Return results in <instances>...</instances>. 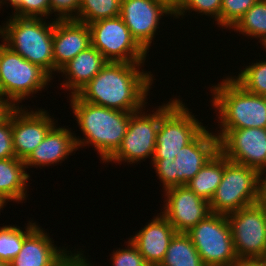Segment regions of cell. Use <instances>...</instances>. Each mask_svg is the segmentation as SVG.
Masks as SVG:
<instances>
[{"label": "cell", "mask_w": 266, "mask_h": 266, "mask_svg": "<svg viewBox=\"0 0 266 266\" xmlns=\"http://www.w3.org/2000/svg\"><path fill=\"white\" fill-rule=\"evenodd\" d=\"M142 66L144 63L107 62L76 96L106 108L136 112L146 107L148 93L156 80Z\"/></svg>", "instance_id": "1"}, {"label": "cell", "mask_w": 266, "mask_h": 266, "mask_svg": "<svg viewBox=\"0 0 266 266\" xmlns=\"http://www.w3.org/2000/svg\"><path fill=\"white\" fill-rule=\"evenodd\" d=\"M69 100L71 111L84 136H75L77 148L93 145L101 161L106 164L122 144L131 112L85 102L76 95H70Z\"/></svg>", "instance_id": "2"}, {"label": "cell", "mask_w": 266, "mask_h": 266, "mask_svg": "<svg viewBox=\"0 0 266 266\" xmlns=\"http://www.w3.org/2000/svg\"><path fill=\"white\" fill-rule=\"evenodd\" d=\"M0 26V38L11 50L39 65L51 77L56 67L53 58L54 19L11 16ZM53 74V75H52Z\"/></svg>", "instance_id": "3"}, {"label": "cell", "mask_w": 266, "mask_h": 266, "mask_svg": "<svg viewBox=\"0 0 266 266\" xmlns=\"http://www.w3.org/2000/svg\"><path fill=\"white\" fill-rule=\"evenodd\" d=\"M210 88L220 129L266 128L263 96L246 91L229 75Z\"/></svg>", "instance_id": "4"}, {"label": "cell", "mask_w": 266, "mask_h": 266, "mask_svg": "<svg viewBox=\"0 0 266 266\" xmlns=\"http://www.w3.org/2000/svg\"><path fill=\"white\" fill-rule=\"evenodd\" d=\"M219 151V139L206 127L191 143L174 154H154L151 161L162 190L186 185Z\"/></svg>", "instance_id": "5"}, {"label": "cell", "mask_w": 266, "mask_h": 266, "mask_svg": "<svg viewBox=\"0 0 266 266\" xmlns=\"http://www.w3.org/2000/svg\"><path fill=\"white\" fill-rule=\"evenodd\" d=\"M260 173L255 168L230 161L224 156V174L212 199V213L228 215L259 202Z\"/></svg>", "instance_id": "6"}, {"label": "cell", "mask_w": 266, "mask_h": 266, "mask_svg": "<svg viewBox=\"0 0 266 266\" xmlns=\"http://www.w3.org/2000/svg\"><path fill=\"white\" fill-rule=\"evenodd\" d=\"M51 77L39 65L33 64L0 43V94L17 106L26 97L47 88ZM19 103V104H18Z\"/></svg>", "instance_id": "7"}, {"label": "cell", "mask_w": 266, "mask_h": 266, "mask_svg": "<svg viewBox=\"0 0 266 266\" xmlns=\"http://www.w3.org/2000/svg\"><path fill=\"white\" fill-rule=\"evenodd\" d=\"M175 98L169 100L166 104L163 103L151 113L145 112L142 109L131 112L130 121L121 146L116 153L107 161L121 164L127 162L130 165L133 163L139 164L141 160L147 158L153 159L156 146V138L158 126L161 117L179 100Z\"/></svg>", "instance_id": "8"}, {"label": "cell", "mask_w": 266, "mask_h": 266, "mask_svg": "<svg viewBox=\"0 0 266 266\" xmlns=\"http://www.w3.org/2000/svg\"><path fill=\"white\" fill-rule=\"evenodd\" d=\"M186 233L205 266H231L237 259L227 215L211 213Z\"/></svg>", "instance_id": "9"}, {"label": "cell", "mask_w": 266, "mask_h": 266, "mask_svg": "<svg viewBox=\"0 0 266 266\" xmlns=\"http://www.w3.org/2000/svg\"><path fill=\"white\" fill-rule=\"evenodd\" d=\"M91 45L108 62L145 63L147 51L131 35L120 16L88 24Z\"/></svg>", "instance_id": "10"}, {"label": "cell", "mask_w": 266, "mask_h": 266, "mask_svg": "<svg viewBox=\"0 0 266 266\" xmlns=\"http://www.w3.org/2000/svg\"><path fill=\"white\" fill-rule=\"evenodd\" d=\"M237 258H266V203L227 215Z\"/></svg>", "instance_id": "11"}, {"label": "cell", "mask_w": 266, "mask_h": 266, "mask_svg": "<svg viewBox=\"0 0 266 266\" xmlns=\"http://www.w3.org/2000/svg\"><path fill=\"white\" fill-rule=\"evenodd\" d=\"M219 151L230 161L255 168L266 169V128L217 130Z\"/></svg>", "instance_id": "12"}, {"label": "cell", "mask_w": 266, "mask_h": 266, "mask_svg": "<svg viewBox=\"0 0 266 266\" xmlns=\"http://www.w3.org/2000/svg\"><path fill=\"white\" fill-rule=\"evenodd\" d=\"M180 99L161 117L154 154H174L191 143L206 127Z\"/></svg>", "instance_id": "13"}, {"label": "cell", "mask_w": 266, "mask_h": 266, "mask_svg": "<svg viewBox=\"0 0 266 266\" xmlns=\"http://www.w3.org/2000/svg\"><path fill=\"white\" fill-rule=\"evenodd\" d=\"M174 16L173 10L162 0H122L120 17L131 35L149 53L160 19Z\"/></svg>", "instance_id": "14"}, {"label": "cell", "mask_w": 266, "mask_h": 266, "mask_svg": "<svg viewBox=\"0 0 266 266\" xmlns=\"http://www.w3.org/2000/svg\"><path fill=\"white\" fill-rule=\"evenodd\" d=\"M163 211L160 212L177 232H188L211 214L209 201L198 196L186 185L164 190Z\"/></svg>", "instance_id": "15"}, {"label": "cell", "mask_w": 266, "mask_h": 266, "mask_svg": "<svg viewBox=\"0 0 266 266\" xmlns=\"http://www.w3.org/2000/svg\"><path fill=\"white\" fill-rule=\"evenodd\" d=\"M22 107L24 106L20 105L11 116L12 142L16 158L25 161L43 141L57 120L55 121L45 109L39 108L32 111L26 106Z\"/></svg>", "instance_id": "16"}, {"label": "cell", "mask_w": 266, "mask_h": 266, "mask_svg": "<svg viewBox=\"0 0 266 266\" xmlns=\"http://www.w3.org/2000/svg\"><path fill=\"white\" fill-rule=\"evenodd\" d=\"M90 46L91 32L86 23L75 19H54L53 58L56 73Z\"/></svg>", "instance_id": "17"}, {"label": "cell", "mask_w": 266, "mask_h": 266, "mask_svg": "<svg viewBox=\"0 0 266 266\" xmlns=\"http://www.w3.org/2000/svg\"><path fill=\"white\" fill-rule=\"evenodd\" d=\"M176 233L170 222L159 213L129 240L150 266H159Z\"/></svg>", "instance_id": "18"}, {"label": "cell", "mask_w": 266, "mask_h": 266, "mask_svg": "<svg viewBox=\"0 0 266 266\" xmlns=\"http://www.w3.org/2000/svg\"><path fill=\"white\" fill-rule=\"evenodd\" d=\"M55 124L47 133L43 141L24 161L25 167H44L56 166L57 163L64 161L74 151H77L75 141L76 134L71 132V128L56 127Z\"/></svg>", "instance_id": "19"}, {"label": "cell", "mask_w": 266, "mask_h": 266, "mask_svg": "<svg viewBox=\"0 0 266 266\" xmlns=\"http://www.w3.org/2000/svg\"><path fill=\"white\" fill-rule=\"evenodd\" d=\"M38 224L24 237L21 251L10 266H54L67 252Z\"/></svg>", "instance_id": "20"}, {"label": "cell", "mask_w": 266, "mask_h": 266, "mask_svg": "<svg viewBox=\"0 0 266 266\" xmlns=\"http://www.w3.org/2000/svg\"><path fill=\"white\" fill-rule=\"evenodd\" d=\"M107 62L104 56L91 45L59 71V74L62 73L65 76L61 88L71 91L70 95H76Z\"/></svg>", "instance_id": "21"}, {"label": "cell", "mask_w": 266, "mask_h": 266, "mask_svg": "<svg viewBox=\"0 0 266 266\" xmlns=\"http://www.w3.org/2000/svg\"><path fill=\"white\" fill-rule=\"evenodd\" d=\"M30 174L25 163L18 158L0 159V198L6 203L27 200Z\"/></svg>", "instance_id": "22"}, {"label": "cell", "mask_w": 266, "mask_h": 266, "mask_svg": "<svg viewBox=\"0 0 266 266\" xmlns=\"http://www.w3.org/2000/svg\"><path fill=\"white\" fill-rule=\"evenodd\" d=\"M224 174V155L218 151L186 184L198 196L210 201Z\"/></svg>", "instance_id": "23"}, {"label": "cell", "mask_w": 266, "mask_h": 266, "mask_svg": "<svg viewBox=\"0 0 266 266\" xmlns=\"http://www.w3.org/2000/svg\"><path fill=\"white\" fill-rule=\"evenodd\" d=\"M159 266H205L190 236L177 232Z\"/></svg>", "instance_id": "24"}, {"label": "cell", "mask_w": 266, "mask_h": 266, "mask_svg": "<svg viewBox=\"0 0 266 266\" xmlns=\"http://www.w3.org/2000/svg\"><path fill=\"white\" fill-rule=\"evenodd\" d=\"M232 29L243 36L259 39L266 48V0H258Z\"/></svg>", "instance_id": "25"}, {"label": "cell", "mask_w": 266, "mask_h": 266, "mask_svg": "<svg viewBox=\"0 0 266 266\" xmlns=\"http://www.w3.org/2000/svg\"><path fill=\"white\" fill-rule=\"evenodd\" d=\"M122 0H81L79 15L75 20L91 24L120 16Z\"/></svg>", "instance_id": "26"}, {"label": "cell", "mask_w": 266, "mask_h": 266, "mask_svg": "<svg viewBox=\"0 0 266 266\" xmlns=\"http://www.w3.org/2000/svg\"><path fill=\"white\" fill-rule=\"evenodd\" d=\"M28 222L25 230L15 225L0 227V260L10 263L21 251L24 237L38 224Z\"/></svg>", "instance_id": "27"}, {"label": "cell", "mask_w": 266, "mask_h": 266, "mask_svg": "<svg viewBox=\"0 0 266 266\" xmlns=\"http://www.w3.org/2000/svg\"><path fill=\"white\" fill-rule=\"evenodd\" d=\"M266 52V48H265ZM232 78L246 91L263 96L266 93V60H259L240 70Z\"/></svg>", "instance_id": "28"}, {"label": "cell", "mask_w": 266, "mask_h": 266, "mask_svg": "<svg viewBox=\"0 0 266 266\" xmlns=\"http://www.w3.org/2000/svg\"><path fill=\"white\" fill-rule=\"evenodd\" d=\"M222 0H182L180 4L173 10V18H183L187 12H198L197 14L207 15L217 21L220 27V10ZM191 11V12H190Z\"/></svg>", "instance_id": "29"}, {"label": "cell", "mask_w": 266, "mask_h": 266, "mask_svg": "<svg viewBox=\"0 0 266 266\" xmlns=\"http://www.w3.org/2000/svg\"><path fill=\"white\" fill-rule=\"evenodd\" d=\"M258 0H222L220 26L231 30ZM224 27V28H223Z\"/></svg>", "instance_id": "30"}, {"label": "cell", "mask_w": 266, "mask_h": 266, "mask_svg": "<svg viewBox=\"0 0 266 266\" xmlns=\"http://www.w3.org/2000/svg\"><path fill=\"white\" fill-rule=\"evenodd\" d=\"M126 243V249L113 250L110 256L112 266H150L129 239Z\"/></svg>", "instance_id": "31"}, {"label": "cell", "mask_w": 266, "mask_h": 266, "mask_svg": "<svg viewBox=\"0 0 266 266\" xmlns=\"http://www.w3.org/2000/svg\"><path fill=\"white\" fill-rule=\"evenodd\" d=\"M10 16L45 18L50 16V0H23Z\"/></svg>", "instance_id": "32"}, {"label": "cell", "mask_w": 266, "mask_h": 266, "mask_svg": "<svg viewBox=\"0 0 266 266\" xmlns=\"http://www.w3.org/2000/svg\"><path fill=\"white\" fill-rule=\"evenodd\" d=\"M80 4L81 0H50V17L55 12V20L76 19Z\"/></svg>", "instance_id": "33"}, {"label": "cell", "mask_w": 266, "mask_h": 266, "mask_svg": "<svg viewBox=\"0 0 266 266\" xmlns=\"http://www.w3.org/2000/svg\"><path fill=\"white\" fill-rule=\"evenodd\" d=\"M16 158L12 142V121L0 124V159Z\"/></svg>", "instance_id": "34"}, {"label": "cell", "mask_w": 266, "mask_h": 266, "mask_svg": "<svg viewBox=\"0 0 266 266\" xmlns=\"http://www.w3.org/2000/svg\"><path fill=\"white\" fill-rule=\"evenodd\" d=\"M73 252L74 251L71 252V250H68L54 266H94V263L91 264V261H88V258L84 256V251L77 250Z\"/></svg>", "instance_id": "35"}, {"label": "cell", "mask_w": 266, "mask_h": 266, "mask_svg": "<svg viewBox=\"0 0 266 266\" xmlns=\"http://www.w3.org/2000/svg\"><path fill=\"white\" fill-rule=\"evenodd\" d=\"M18 107L12 100L0 94V124L7 122Z\"/></svg>", "instance_id": "36"}, {"label": "cell", "mask_w": 266, "mask_h": 266, "mask_svg": "<svg viewBox=\"0 0 266 266\" xmlns=\"http://www.w3.org/2000/svg\"><path fill=\"white\" fill-rule=\"evenodd\" d=\"M231 266H266V258H237Z\"/></svg>", "instance_id": "37"}, {"label": "cell", "mask_w": 266, "mask_h": 266, "mask_svg": "<svg viewBox=\"0 0 266 266\" xmlns=\"http://www.w3.org/2000/svg\"><path fill=\"white\" fill-rule=\"evenodd\" d=\"M259 202L266 203V169L260 172Z\"/></svg>", "instance_id": "38"}, {"label": "cell", "mask_w": 266, "mask_h": 266, "mask_svg": "<svg viewBox=\"0 0 266 266\" xmlns=\"http://www.w3.org/2000/svg\"><path fill=\"white\" fill-rule=\"evenodd\" d=\"M8 1V2H7ZM23 0H0V8L4 3H8L13 10L22 2Z\"/></svg>", "instance_id": "39"}, {"label": "cell", "mask_w": 266, "mask_h": 266, "mask_svg": "<svg viewBox=\"0 0 266 266\" xmlns=\"http://www.w3.org/2000/svg\"><path fill=\"white\" fill-rule=\"evenodd\" d=\"M165 2L172 10H174L182 0H162Z\"/></svg>", "instance_id": "40"}, {"label": "cell", "mask_w": 266, "mask_h": 266, "mask_svg": "<svg viewBox=\"0 0 266 266\" xmlns=\"http://www.w3.org/2000/svg\"><path fill=\"white\" fill-rule=\"evenodd\" d=\"M6 202L0 198V212L3 210L4 206H6Z\"/></svg>", "instance_id": "41"}, {"label": "cell", "mask_w": 266, "mask_h": 266, "mask_svg": "<svg viewBox=\"0 0 266 266\" xmlns=\"http://www.w3.org/2000/svg\"><path fill=\"white\" fill-rule=\"evenodd\" d=\"M0 266H10V263L0 260Z\"/></svg>", "instance_id": "42"}]
</instances>
